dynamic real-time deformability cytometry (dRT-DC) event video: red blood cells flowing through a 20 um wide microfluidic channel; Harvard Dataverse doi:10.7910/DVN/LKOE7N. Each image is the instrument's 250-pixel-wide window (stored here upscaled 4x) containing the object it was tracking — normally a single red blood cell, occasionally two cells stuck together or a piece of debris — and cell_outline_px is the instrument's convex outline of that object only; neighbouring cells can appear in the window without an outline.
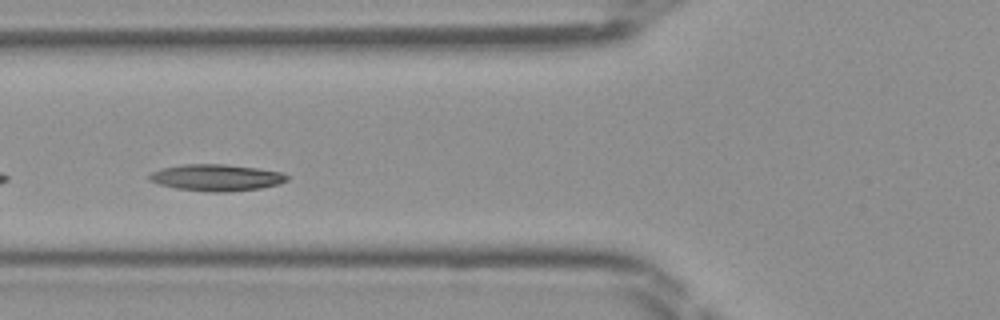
{"species": "Egyptian fruit bat (a non-hibernating species)", "species_latin": "Rousettus aegyptiacus", "temperature_condition": "room temperature", "stored_images_in_passage": 43, "camera_frame_rate_fps": 3000, "um_per_image_px": 0.085, "frame": {"image": 1, "passage_image": 13, "time_ms": 4.0, "image_size_px": [1000, 320], "cell_outline_px": [[288, 180], [280, 184], [260, 188], [228, 192], [212, 192], [176, 188], [160, 184], [148, 180], [148, 176], [152, 172], [160, 168], [180, 164], [224, 164], [256, 168], [280, 172], [288, 176]], "centroid_in_image_um": [18.37, 15.09], "position_along_channel_um": 107.4, "area_um2": 21.33}}
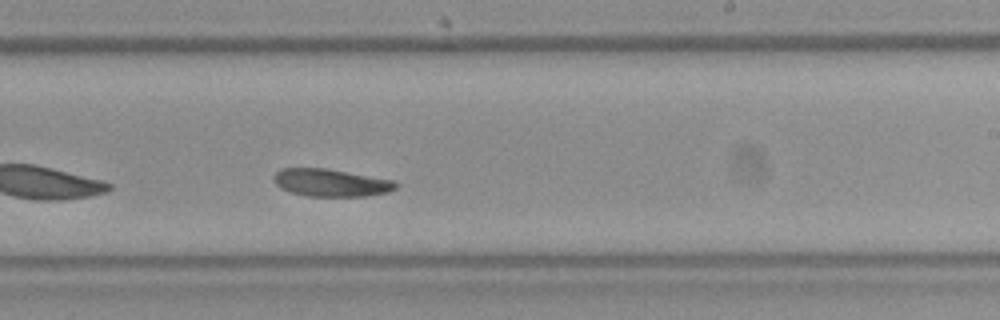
{"frame": {"image": 2, "passage_image": 24, "time_ms": 7.667, "image_size_px": [1000, 320], "cell_outline_px": [[396, 188], [388, 192], [368, 196], [308, 196], [292, 192], [280, 188], [272, 180], [272, 176], [280, 168], [324, 168], [392, 180], [396, 184]], "centroid_in_image_um": [28.06, 15.53], "position_along_channel_um": 260.9, "area_um2": 19.42}}
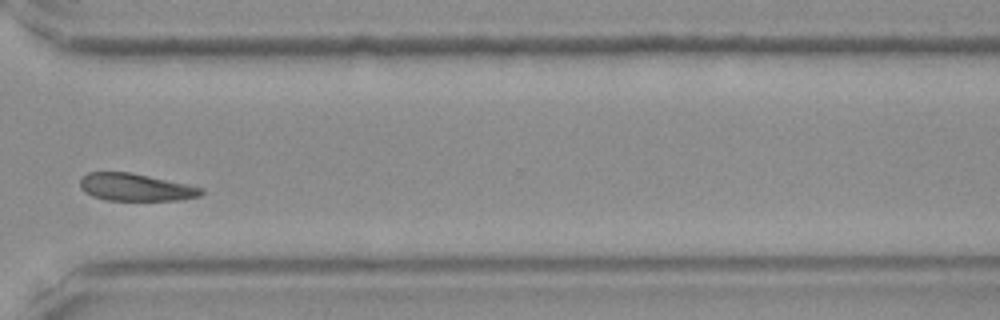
{"frame": {"image": 3, "passage_image": 31, "time_ms": 10.0, "image_size_px": [1000, 320], "cell_outline_px": [[204, 192], [200, 196], [180, 200], [108, 200], [92, 196], [84, 192], [80, 188], [80, 180], [88, 172], [128, 172], [148, 176], [204, 188]], "centroid_in_image_um": [11.52, 15.92], "position_along_channel_um": 359.1, "area_um2": 19.19}}